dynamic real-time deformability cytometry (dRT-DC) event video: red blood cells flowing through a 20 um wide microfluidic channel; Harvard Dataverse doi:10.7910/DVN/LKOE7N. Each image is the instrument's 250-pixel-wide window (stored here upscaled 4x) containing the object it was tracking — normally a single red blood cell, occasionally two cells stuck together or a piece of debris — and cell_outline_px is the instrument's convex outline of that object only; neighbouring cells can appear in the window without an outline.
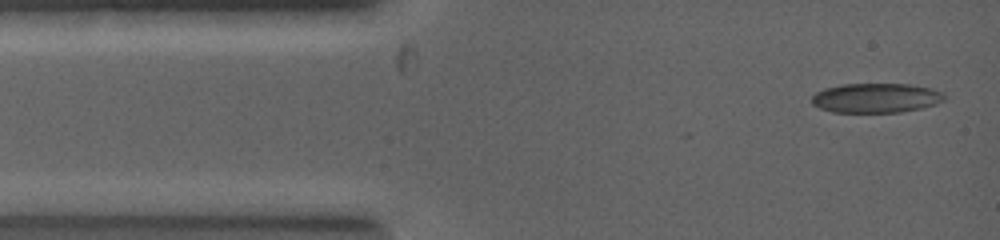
{"species": "common noctule bat (a hibernating species)", "species_latin": "Nyctalus noctula", "temperature_condition": "warm", "stored_images_in_passage": 5, "camera_frame_rate_fps": 5000, "um_per_image_px": 0.085, "animal": {"sex": "female", "body_mass_g": 19.0, "forearm_length_mm": 53.3}, "frame": {"image": 1, "passage_image": 1, "time_ms": 0.0, "image_size_px": [1000, 240], "cell_outline_px": [[944, 100], [936, 104], [924, 108], [900, 112], [832, 112], [820, 108], [812, 104], [812, 96], [816, 92], [824, 88], [844, 84], [908, 84], [932, 88], [944, 92]], "centroid_in_image_um": [74.48, 8.33], "position_along_channel_um": 10.5, "area_um2": 22.95}}
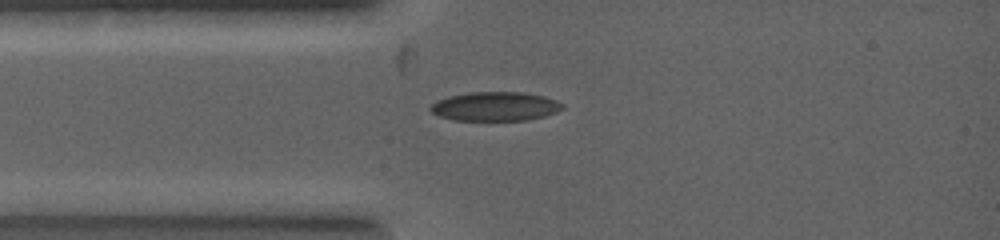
{"frame": {"image": 2, "passage_image": 4, "time_ms": 1.4, "image_size_px": [1000, 240], "cell_outline_px": [[564, 108], [556, 112], [544, 116], [528, 120], [452, 120], [440, 116], [432, 112], [428, 108], [436, 100], [452, 96], [472, 92], [520, 92], [544, 96], [556, 100], [564, 104]], "centroid_in_image_um": [42.11, 9.05], "position_along_channel_um": 42.9, "area_um2": 22.25}}